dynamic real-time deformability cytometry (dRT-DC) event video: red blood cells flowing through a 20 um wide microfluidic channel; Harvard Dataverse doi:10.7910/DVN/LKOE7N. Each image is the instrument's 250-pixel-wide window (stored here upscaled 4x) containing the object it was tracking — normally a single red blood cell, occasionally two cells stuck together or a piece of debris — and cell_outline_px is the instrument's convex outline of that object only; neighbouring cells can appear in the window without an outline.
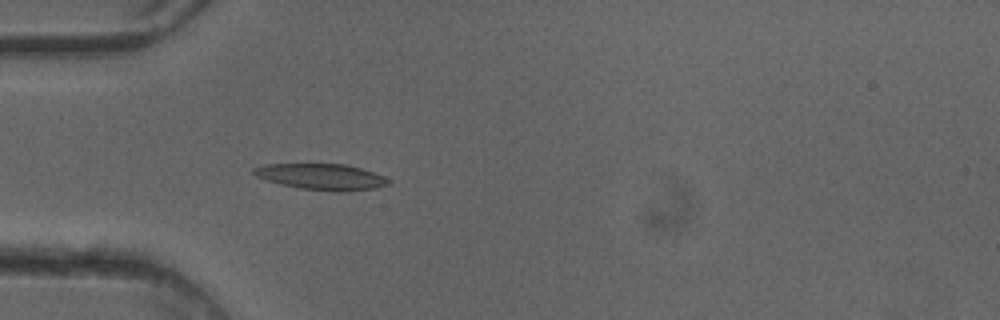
{"species": "common noctule bat (a hibernating species)", "species_latin": "Nyctalus noctula", "temperature_condition": "cold", "stored_images_in_passage": 51, "camera_frame_rate_fps": 3000, "um_per_image_px": 0.085, "animal": {"sex": "female"}, "frame": {"image": 1, "passage_image": 16, "time_ms": 5.0, "image_size_px": [1000, 320], "cell_outline_px": [[388, 184], [376, 188], [348, 192], [332, 192], [300, 188], [280, 184], [256, 176], [252, 172], [252, 168], [264, 164], [344, 164], [360, 168], [384, 176], [388, 180]], "centroid_in_image_um": [27.31, 15.03], "position_along_channel_um": 57.7, "area_um2": 20.46}}
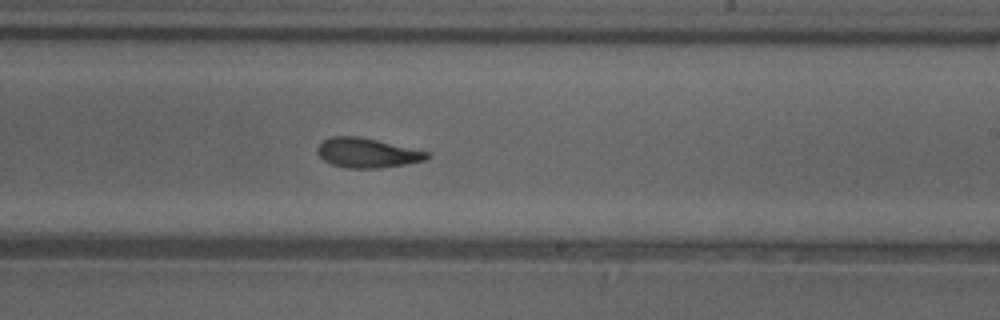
{"frame": {"image": 2, "passage_image": 31, "time_ms": 10.0, "image_size_px": [1000, 320], "cell_outline_px": [[432, 156], [424, 160], [408, 164], [380, 168], [344, 168], [332, 164], [324, 160], [316, 152], [316, 148], [324, 140], [332, 136], [356, 136], [376, 140], [428, 152]], "centroid_in_image_um": [31.19, 13.01], "position_along_channel_um": 257.8, "area_um2": 18.79}}
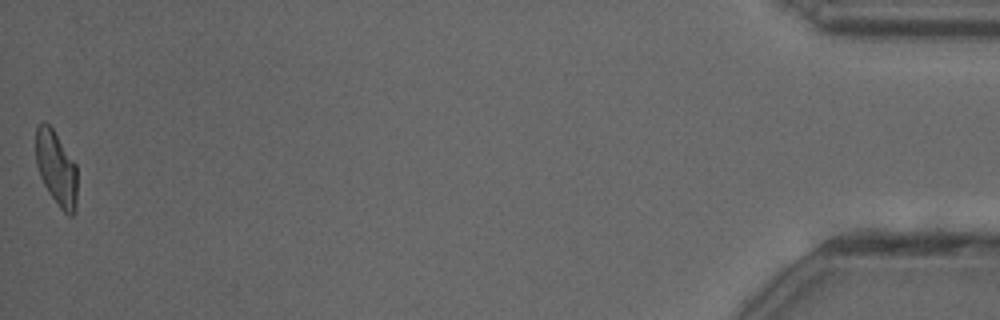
{"frame": {"image": 3, "passage_image": 51, "time_ms": 16.667, "image_size_px": [1000, 320], "cell_outline_px": [[76, 212], [72, 216], [68, 216], [60, 208], [48, 192], [40, 176], [36, 164], [36, 128], [44, 120], [52, 128], [76, 164]], "centroid_in_image_um": [4.79, 14.33], "position_along_channel_um": 430.4, "area_um2": 17.92}, "authors_computed_cell_mechanics": {"area_um2": 19.0162, "velocity_mm_per_s": 4.089, "shape_relaxation_time_tau1_ms": 7.8166, "shape_relaxation_time_tau2_ms": 2.2789, "deformation_change_tau1": 0.1987, "deformation_change_tau2": 0.0946}}